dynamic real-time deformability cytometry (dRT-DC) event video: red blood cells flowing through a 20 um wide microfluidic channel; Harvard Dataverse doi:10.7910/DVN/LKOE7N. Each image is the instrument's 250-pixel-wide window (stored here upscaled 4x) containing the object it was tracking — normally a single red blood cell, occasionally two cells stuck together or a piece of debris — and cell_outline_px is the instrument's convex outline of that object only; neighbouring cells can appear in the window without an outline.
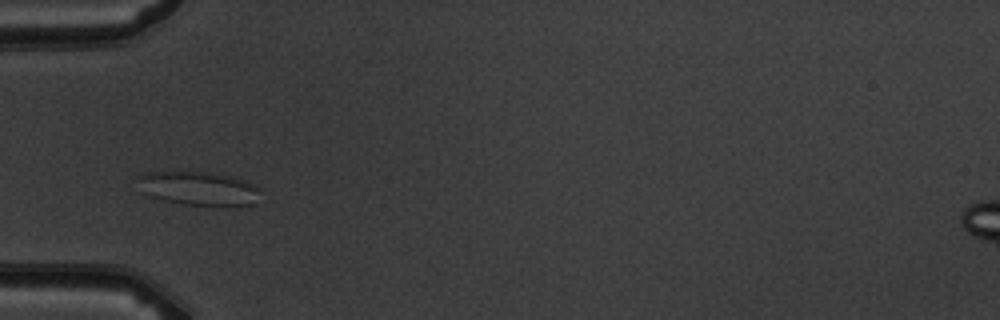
{"species": "common noctule bat (a hibernating species)", "species_latin": "Nyctalus noctula", "temperature_condition": "warm", "stored_images_in_passage": 5, "camera_frame_rate_fps": 3000, "um_per_image_px": 0.085, "animal": {"sex": "male", "body_mass_g": 19.5, "forearm_length_mm": 54.6}, "frame": {"image": 1, "passage_image": 2, "time_ms": 1.333, "image_size_px": [1000, 320], "cell_outline_px": [[264, 188], [252, 204], [180, 204], [164, 200], [140, 192], [136, 176], [148, 172], [212, 172], [232, 176], [244, 180]], "centroid_in_image_um": [16.85, 15.98], "position_along_channel_um": 68.1, "area_um2": 23.99}}
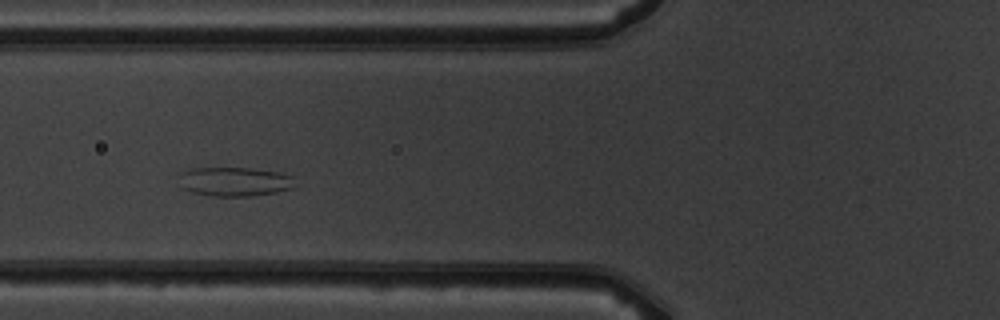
{"frame": {"image": 2, "passage_image": 3, "time_ms": 2.333, "image_size_px": [1000, 320], "cell_outline_px": [[292, 188], [276, 192], [252, 196], [212, 196], [192, 192], [184, 188], [180, 172], [192, 168], [252, 168], [276, 172], [292, 176]], "centroid_in_image_um": [19.94, 15.44], "position_along_channel_um": 105.9, "area_um2": 19.31}}
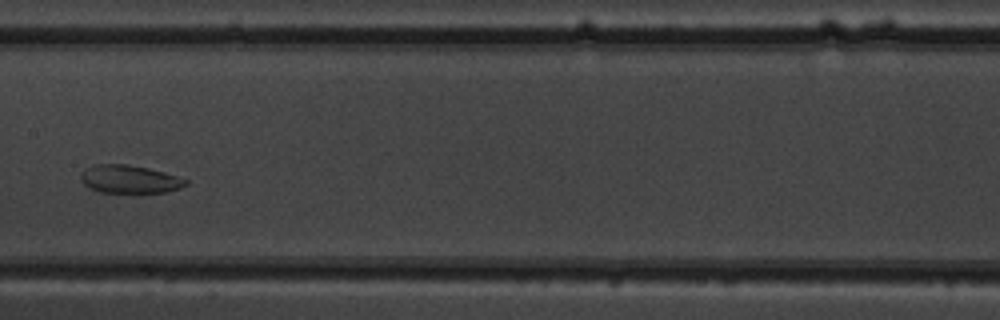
{"frame": {"image": 3, "passage_image": 5, "time_ms": 4.667, "image_size_px": [1000, 320], "cell_outline_px": [[188, 184], [180, 188], [164, 192], [100, 192], [88, 188], [80, 180], [80, 172], [84, 168], [96, 164], [128, 164], [148, 168], [164, 172], [188, 180]], "centroid_in_image_um": [10.96, 15.22], "position_along_channel_um": 196.4, "area_um2": 17.22}}